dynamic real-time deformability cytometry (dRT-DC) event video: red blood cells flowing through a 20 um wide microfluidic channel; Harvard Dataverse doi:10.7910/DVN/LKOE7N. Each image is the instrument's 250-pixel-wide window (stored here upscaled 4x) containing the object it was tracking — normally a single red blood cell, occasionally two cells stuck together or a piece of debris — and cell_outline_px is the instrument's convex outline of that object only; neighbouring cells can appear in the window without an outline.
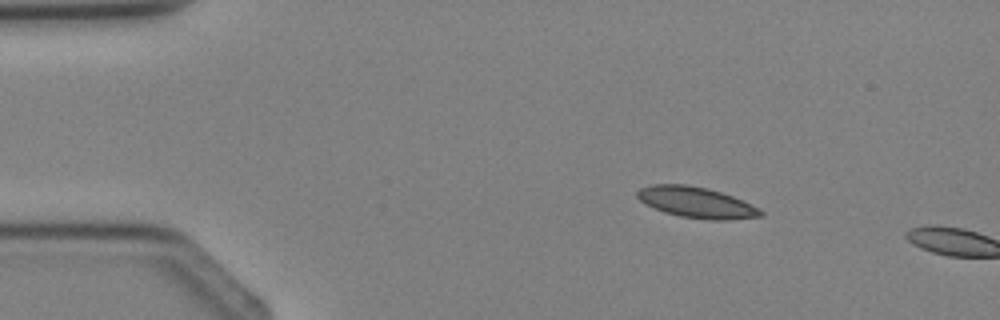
{"species": "Egyptian fruit bat (a non-hibernating species)", "species_latin": "Rousettus aegyptiacus", "temperature_condition": "cold", "stored_images_in_passage": 2, "camera_frame_rate_fps": 3000, "um_per_image_px": 0.085, "animal": {"sex": "female"}, "frame": {"image": 1, "passage_image": 1, "time_ms": 0.0, "image_size_px": [1000, 320], "cell_outline_px": [[764, 216], [728, 220], [712, 220], [680, 216], [664, 212], [640, 200], [636, 196], [636, 192], [640, 188], [652, 184], [688, 184], [708, 188], [732, 196], [760, 208], [764, 212]], "centroid_in_image_um": [59.22, 17.2], "position_along_channel_um": 25.8, "area_um2": 22.14}}